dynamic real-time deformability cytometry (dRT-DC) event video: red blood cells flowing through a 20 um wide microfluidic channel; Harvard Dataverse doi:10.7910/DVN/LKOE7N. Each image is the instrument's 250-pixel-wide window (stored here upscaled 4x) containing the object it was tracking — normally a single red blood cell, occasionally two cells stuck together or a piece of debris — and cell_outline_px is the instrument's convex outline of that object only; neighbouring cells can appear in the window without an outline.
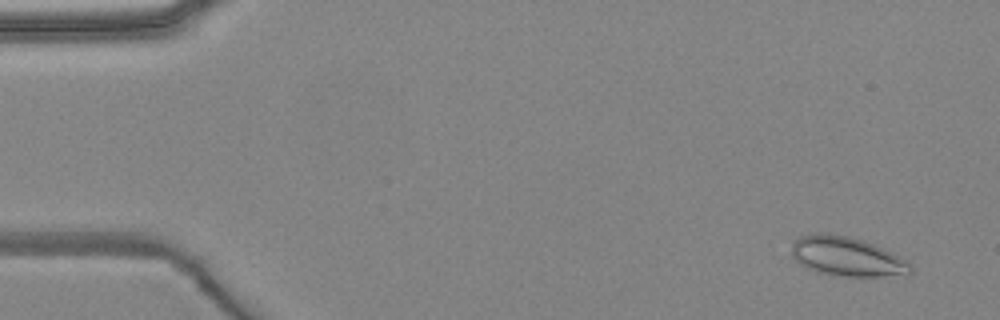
{"species": "common noctule bat (a hibernating species)", "species_latin": "Nyctalus noctula", "temperature_condition": "warm", "stored_images_in_passage": 6, "camera_frame_rate_fps": 3000, "um_per_image_px": 0.085, "animal": {"sex": "female", "body_mass_g": 24.6, "forearm_length_mm": 56.2}, "frame": {"image": 1, "passage_image": 1, "time_ms": 0.0, "image_size_px": [1000, 320], "cell_outline_px": [[912, 272], [880, 276], [844, 276], [816, 272], [800, 264], [792, 256], [792, 240], [800, 236], [816, 232], [820, 232], [844, 236], [864, 240], [892, 252], [900, 256], [912, 264]], "centroid_in_image_um": [71.94, 21.79], "position_along_channel_um": 13.1, "area_um2": 27.11}}
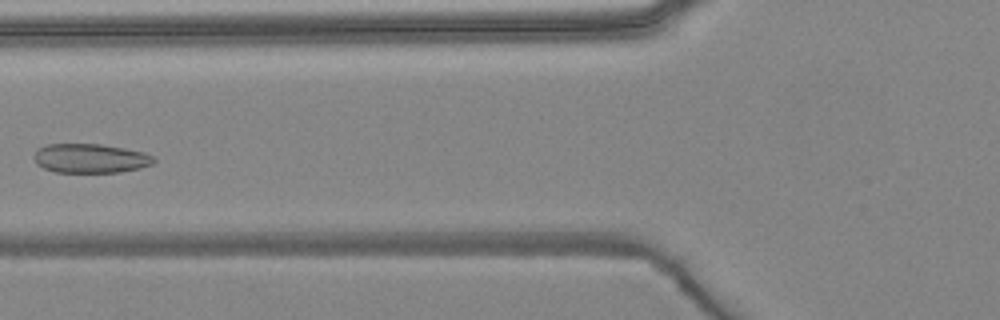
{"frame": {"image": 2, "passage_image": 5, "time_ms": 5.667, "image_size_px": [1000, 320], "cell_outline_px": [[156, 160], [152, 164], [140, 168], [120, 172], [56, 172], [44, 168], [36, 164], [36, 152], [40, 148], [48, 144], [100, 144], [124, 148], [144, 152], [156, 156]], "centroid_in_image_um": [7.75, 13.46], "position_along_channel_um": 118.0, "area_um2": 20.29}}
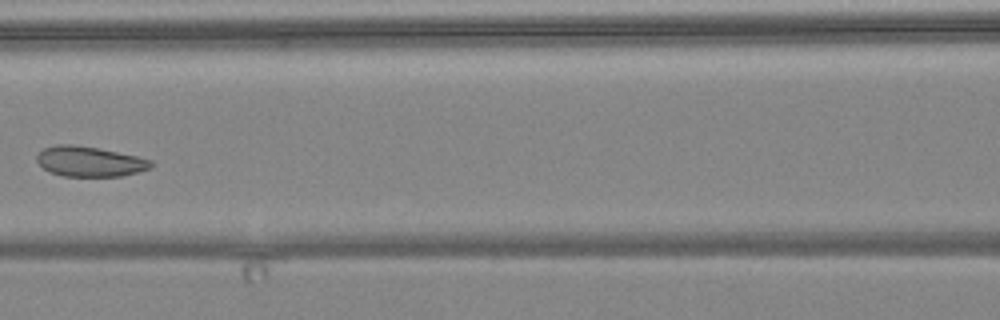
{"frame": {"image": 3, "passage_image": 6, "time_ms": 6.667, "image_size_px": [1000, 320], "cell_outline_px": [[152, 168], [120, 176], [64, 176], [52, 172], [44, 168], [36, 160], [36, 156], [44, 148], [56, 144], [72, 144], [96, 148], [136, 156], [152, 160]], "centroid_in_image_um": [7.61, 13.72], "position_along_channel_um": 159.0, "area_um2": 19.77}}